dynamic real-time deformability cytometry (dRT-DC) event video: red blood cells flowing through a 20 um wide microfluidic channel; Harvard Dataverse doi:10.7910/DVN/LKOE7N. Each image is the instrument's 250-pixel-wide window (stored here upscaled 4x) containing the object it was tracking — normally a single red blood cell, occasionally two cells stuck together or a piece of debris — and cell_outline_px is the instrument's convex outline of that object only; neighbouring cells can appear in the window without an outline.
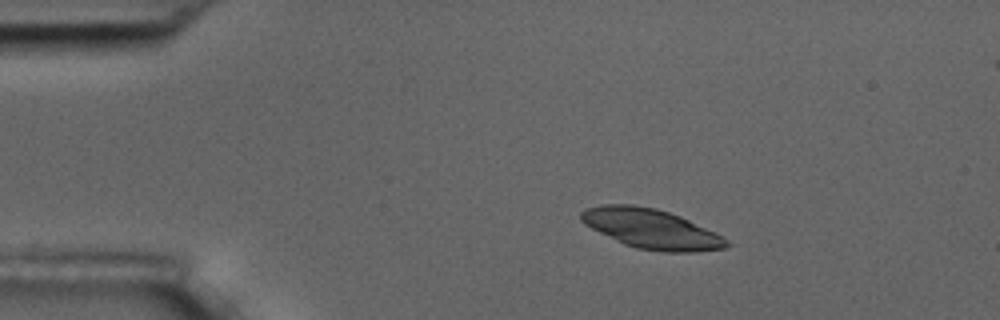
{"species": "common noctule bat (a hibernating species)", "species_latin": "Nyctalus noctula", "temperature_condition": "room temperature", "stored_images_in_passage": 5, "camera_frame_rate_fps": 3000, "um_per_image_px": 0.085, "animal": {"sex": "male", "body_mass_g": 17.5, "forearm_length_mm": 52.3}, "frame": {"image": 1, "passage_image": 2, "time_ms": 1.333, "image_size_px": [1000, 320], "cell_outline_px": [[732, 244], [724, 248], [696, 252], [660, 252], [636, 248], [624, 244], [584, 224], [580, 220], [580, 212], [584, 208], [604, 204], [632, 204], [656, 208], [680, 216], [716, 232], [724, 236]], "centroid_in_image_um": [55.37, 19.45], "position_along_channel_um": 29.6, "area_um2": 33.81}}